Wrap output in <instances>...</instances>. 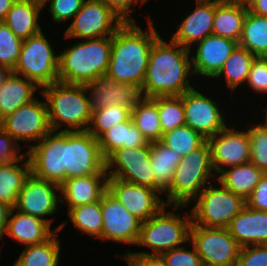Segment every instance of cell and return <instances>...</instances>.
I'll list each match as a JSON object with an SVG mask.
<instances>
[{"instance_id":"6da1fadb","label":"cell","mask_w":267,"mask_h":266,"mask_svg":"<svg viewBox=\"0 0 267 266\" xmlns=\"http://www.w3.org/2000/svg\"><path fill=\"white\" fill-rule=\"evenodd\" d=\"M190 53V49L159 36L150 51L142 85L144 97L181 96L194 88L187 79L193 75Z\"/></svg>"},{"instance_id":"7a4b0ae2","label":"cell","mask_w":267,"mask_h":266,"mask_svg":"<svg viewBox=\"0 0 267 266\" xmlns=\"http://www.w3.org/2000/svg\"><path fill=\"white\" fill-rule=\"evenodd\" d=\"M125 22L112 36L107 75L115 81L142 87L154 41L160 36L148 16L149 31Z\"/></svg>"},{"instance_id":"3957f363","label":"cell","mask_w":267,"mask_h":266,"mask_svg":"<svg viewBox=\"0 0 267 266\" xmlns=\"http://www.w3.org/2000/svg\"><path fill=\"white\" fill-rule=\"evenodd\" d=\"M40 94L46 100L51 131H85L92 119L90 96L86 85L60 81L42 87Z\"/></svg>"},{"instance_id":"277c9868","label":"cell","mask_w":267,"mask_h":266,"mask_svg":"<svg viewBox=\"0 0 267 266\" xmlns=\"http://www.w3.org/2000/svg\"><path fill=\"white\" fill-rule=\"evenodd\" d=\"M112 36L85 39L59 55L58 81L87 85L106 74L111 58Z\"/></svg>"},{"instance_id":"5b68a950","label":"cell","mask_w":267,"mask_h":266,"mask_svg":"<svg viewBox=\"0 0 267 266\" xmlns=\"http://www.w3.org/2000/svg\"><path fill=\"white\" fill-rule=\"evenodd\" d=\"M217 176L212 168L211 149L208 141L191 151L177 165L172 183L164 192L165 205L173 206V212L194 201L198 194Z\"/></svg>"},{"instance_id":"8992f818","label":"cell","mask_w":267,"mask_h":266,"mask_svg":"<svg viewBox=\"0 0 267 266\" xmlns=\"http://www.w3.org/2000/svg\"><path fill=\"white\" fill-rule=\"evenodd\" d=\"M164 205L156 214L147 221L141 223L140 235L137 242L139 247L147 246L152 253L130 252L125 255H149L161 256L165 252L180 247L184 242L190 240V227L192 215L189 216L175 214L171 211L166 212Z\"/></svg>"},{"instance_id":"52a82bcc","label":"cell","mask_w":267,"mask_h":266,"mask_svg":"<svg viewBox=\"0 0 267 266\" xmlns=\"http://www.w3.org/2000/svg\"><path fill=\"white\" fill-rule=\"evenodd\" d=\"M59 55L43 32L23 40L19 59L12 73L33 81L38 87H45L58 81Z\"/></svg>"},{"instance_id":"ba28073f","label":"cell","mask_w":267,"mask_h":266,"mask_svg":"<svg viewBox=\"0 0 267 266\" xmlns=\"http://www.w3.org/2000/svg\"><path fill=\"white\" fill-rule=\"evenodd\" d=\"M207 185L194 199L192 223L203 227L227 228L231 220L245 207L246 200L221 184Z\"/></svg>"},{"instance_id":"9c48e42d","label":"cell","mask_w":267,"mask_h":266,"mask_svg":"<svg viewBox=\"0 0 267 266\" xmlns=\"http://www.w3.org/2000/svg\"><path fill=\"white\" fill-rule=\"evenodd\" d=\"M26 154L34 176L58 185L66 180V131H50Z\"/></svg>"},{"instance_id":"30bf717a","label":"cell","mask_w":267,"mask_h":266,"mask_svg":"<svg viewBox=\"0 0 267 266\" xmlns=\"http://www.w3.org/2000/svg\"><path fill=\"white\" fill-rule=\"evenodd\" d=\"M199 254L203 266H235L240 245L228 228L203 227L193 223L190 240Z\"/></svg>"},{"instance_id":"8fae6325","label":"cell","mask_w":267,"mask_h":266,"mask_svg":"<svg viewBox=\"0 0 267 266\" xmlns=\"http://www.w3.org/2000/svg\"><path fill=\"white\" fill-rule=\"evenodd\" d=\"M125 22L100 0H84L65 31V38L97 39L113 36Z\"/></svg>"},{"instance_id":"7c38bea8","label":"cell","mask_w":267,"mask_h":266,"mask_svg":"<svg viewBox=\"0 0 267 266\" xmlns=\"http://www.w3.org/2000/svg\"><path fill=\"white\" fill-rule=\"evenodd\" d=\"M66 179L107 174L98 139L85 131H66Z\"/></svg>"},{"instance_id":"4fadbf2b","label":"cell","mask_w":267,"mask_h":266,"mask_svg":"<svg viewBox=\"0 0 267 266\" xmlns=\"http://www.w3.org/2000/svg\"><path fill=\"white\" fill-rule=\"evenodd\" d=\"M150 157L151 142L138 148H120L106 159L108 178L121 179L155 190Z\"/></svg>"},{"instance_id":"5bb4252c","label":"cell","mask_w":267,"mask_h":266,"mask_svg":"<svg viewBox=\"0 0 267 266\" xmlns=\"http://www.w3.org/2000/svg\"><path fill=\"white\" fill-rule=\"evenodd\" d=\"M0 126L17 142H39L50 131L46 101L36 97L0 120Z\"/></svg>"},{"instance_id":"9a60e30c","label":"cell","mask_w":267,"mask_h":266,"mask_svg":"<svg viewBox=\"0 0 267 266\" xmlns=\"http://www.w3.org/2000/svg\"><path fill=\"white\" fill-rule=\"evenodd\" d=\"M103 217L102 241L112 240L123 244L137 245L142 221L106 190L101 197Z\"/></svg>"},{"instance_id":"2e32d148","label":"cell","mask_w":267,"mask_h":266,"mask_svg":"<svg viewBox=\"0 0 267 266\" xmlns=\"http://www.w3.org/2000/svg\"><path fill=\"white\" fill-rule=\"evenodd\" d=\"M58 191H60V185L30 173L18 194L14 208L19 212L45 220L51 226L53 219L43 217L57 212L60 203V197L56 195Z\"/></svg>"},{"instance_id":"e0dca14e","label":"cell","mask_w":267,"mask_h":266,"mask_svg":"<svg viewBox=\"0 0 267 266\" xmlns=\"http://www.w3.org/2000/svg\"><path fill=\"white\" fill-rule=\"evenodd\" d=\"M107 190L142 222L150 219L165 205L157 190L121 179L108 178Z\"/></svg>"},{"instance_id":"ac0fdd59","label":"cell","mask_w":267,"mask_h":266,"mask_svg":"<svg viewBox=\"0 0 267 266\" xmlns=\"http://www.w3.org/2000/svg\"><path fill=\"white\" fill-rule=\"evenodd\" d=\"M192 88L183 94L185 125L202 134L206 139L224 129L225 116L217 102Z\"/></svg>"},{"instance_id":"d6986e66","label":"cell","mask_w":267,"mask_h":266,"mask_svg":"<svg viewBox=\"0 0 267 266\" xmlns=\"http://www.w3.org/2000/svg\"><path fill=\"white\" fill-rule=\"evenodd\" d=\"M224 129L207 139L211 149V163L215 174L222 167H231L250 162V140L248 131Z\"/></svg>"},{"instance_id":"ffe728a7","label":"cell","mask_w":267,"mask_h":266,"mask_svg":"<svg viewBox=\"0 0 267 266\" xmlns=\"http://www.w3.org/2000/svg\"><path fill=\"white\" fill-rule=\"evenodd\" d=\"M86 88L92 110L116 105L132 110L144 98L142 87L115 81L107 74L98 76Z\"/></svg>"},{"instance_id":"44dd1931","label":"cell","mask_w":267,"mask_h":266,"mask_svg":"<svg viewBox=\"0 0 267 266\" xmlns=\"http://www.w3.org/2000/svg\"><path fill=\"white\" fill-rule=\"evenodd\" d=\"M237 45L236 41L213 34L197 42L196 55L191 57L193 74L213 78Z\"/></svg>"},{"instance_id":"7402d4cb","label":"cell","mask_w":267,"mask_h":266,"mask_svg":"<svg viewBox=\"0 0 267 266\" xmlns=\"http://www.w3.org/2000/svg\"><path fill=\"white\" fill-rule=\"evenodd\" d=\"M215 2L198 1L196 7L183 19L171 40L191 50L192 45L213 34Z\"/></svg>"},{"instance_id":"603a6c76","label":"cell","mask_w":267,"mask_h":266,"mask_svg":"<svg viewBox=\"0 0 267 266\" xmlns=\"http://www.w3.org/2000/svg\"><path fill=\"white\" fill-rule=\"evenodd\" d=\"M107 174H93L66 179L60 185V204L64 201L68 209L97 202L101 200L103 193L107 190Z\"/></svg>"},{"instance_id":"cb8c5ba5","label":"cell","mask_w":267,"mask_h":266,"mask_svg":"<svg viewBox=\"0 0 267 266\" xmlns=\"http://www.w3.org/2000/svg\"><path fill=\"white\" fill-rule=\"evenodd\" d=\"M14 210L15 208H12L9 215L5 234L26 246L45 242L66 225V222H63L57 228L51 230V226L45 220L18 210L13 214Z\"/></svg>"},{"instance_id":"d4e9b609","label":"cell","mask_w":267,"mask_h":266,"mask_svg":"<svg viewBox=\"0 0 267 266\" xmlns=\"http://www.w3.org/2000/svg\"><path fill=\"white\" fill-rule=\"evenodd\" d=\"M227 228L240 247L267 244V211L245 205Z\"/></svg>"},{"instance_id":"484cf974","label":"cell","mask_w":267,"mask_h":266,"mask_svg":"<svg viewBox=\"0 0 267 266\" xmlns=\"http://www.w3.org/2000/svg\"><path fill=\"white\" fill-rule=\"evenodd\" d=\"M43 7L42 3L34 0H16L8 11L4 23L18 38L28 39L42 31L38 17Z\"/></svg>"},{"instance_id":"4316f807","label":"cell","mask_w":267,"mask_h":266,"mask_svg":"<svg viewBox=\"0 0 267 266\" xmlns=\"http://www.w3.org/2000/svg\"><path fill=\"white\" fill-rule=\"evenodd\" d=\"M148 143L133 123L132 117L112 126L98 138L100 152L105 160L120 148H138Z\"/></svg>"},{"instance_id":"83f0119b","label":"cell","mask_w":267,"mask_h":266,"mask_svg":"<svg viewBox=\"0 0 267 266\" xmlns=\"http://www.w3.org/2000/svg\"><path fill=\"white\" fill-rule=\"evenodd\" d=\"M38 88L33 81L11 72L0 89V120L34 100Z\"/></svg>"},{"instance_id":"f1b7e54d","label":"cell","mask_w":267,"mask_h":266,"mask_svg":"<svg viewBox=\"0 0 267 266\" xmlns=\"http://www.w3.org/2000/svg\"><path fill=\"white\" fill-rule=\"evenodd\" d=\"M216 175L217 180L215 179V183L218 181L217 183L221 184L224 188L240 195L246 200L264 175V172L256 165L248 162L228 167V170L223 169Z\"/></svg>"},{"instance_id":"f546056e","label":"cell","mask_w":267,"mask_h":266,"mask_svg":"<svg viewBox=\"0 0 267 266\" xmlns=\"http://www.w3.org/2000/svg\"><path fill=\"white\" fill-rule=\"evenodd\" d=\"M22 161L24 162L19 166L17 163ZM30 173L31 165L26 153L20 160L0 163V202L14 208Z\"/></svg>"},{"instance_id":"4dcf8cb0","label":"cell","mask_w":267,"mask_h":266,"mask_svg":"<svg viewBox=\"0 0 267 266\" xmlns=\"http://www.w3.org/2000/svg\"><path fill=\"white\" fill-rule=\"evenodd\" d=\"M182 157L161 141L151 142V169L155 178V190L160 194L170 187L174 171Z\"/></svg>"},{"instance_id":"1f68e13d","label":"cell","mask_w":267,"mask_h":266,"mask_svg":"<svg viewBox=\"0 0 267 266\" xmlns=\"http://www.w3.org/2000/svg\"><path fill=\"white\" fill-rule=\"evenodd\" d=\"M247 11L248 8L239 6L233 2H215L213 35L228 38L238 43L242 35Z\"/></svg>"},{"instance_id":"d6a6232c","label":"cell","mask_w":267,"mask_h":266,"mask_svg":"<svg viewBox=\"0 0 267 266\" xmlns=\"http://www.w3.org/2000/svg\"><path fill=\"white\" fill-rule=\"evenodd\" d=\"M131 117L148 142L161 141L163 132L158 112V96L144 97L131 110Z\"/></svg>"},{"instance_id":"836d02e7","label":"cell","mask_w":267,"mask_h":266,"mask_svg":"<svg viewBox=\"0 0 267 266\" xmlns=\"http://www.w3.org/2000/svg\"><path fill=\"white\" fill-rule=\"evenodd\" d=\"M255 58L256 56L246 48L237 45L222 68L212 79L224 75L227 86L233 93L241 83H246L251 65Z\"/></svg>"},{"instance_id":"e575fe53","label":"cell","mask_w":267,"mask_h":266,"mask_svg":"<svg viewBox=\"0 0 267 266\" xmlns=\"http://www.w3.org/2000/svg\"><path fill=\"white\" fill-rule=\"evenodd\" d=\"M238 45L256 57H267V17L247 11Z\"/></svg>"},{"instance_id":"d590c367","label":"cell","mask_w":267,"mask_h":266,"mask_svg":"<svg viewBox=\"0 0 267 266\" xmlns=\"http://www.w3.org/2000/svg\"><path fill=\"white\" fill-rule=\"evenodd\" d=\"M57 231L45 242L26 246L14 266H58L60 244Z\"/></svg>"},{"instance_id":"8d00e7d4","label":"cell","mask_w":267,"mask_h":266,"mask_svg":"<svg viewBox=\"0 0 267 266\" xmlns=\"http://www.w3.org/2000/svg\"><path fill=\"white\" fill-rule=\"evenodd\" d=\"M68 216L77 230L102 240L101 200L70 208L68 209Z\"/></svg>"},{"instance_id":"74e56055","label":"cell","mask_w":267,"mask_h":266,"mask_svg":"<svg viewBox=\"0 0 267 266\" xmlns=\"http://www.w3.org/2000/svg\"><path fill=\"white\" fill-rule=\"evenodd\" d=\"M207 139L188 125L177 127L163 133L161 142L173 149L181 156L185 157L188 153L201 147Z\"/></svg>"},{"instance_id":"f35d334b","label":"cell","mask_w":267,"mask_h":266,"mask_svg":"<svg viewBox=\"0 0 267 266\" xmlns=\"http://www.w3.org/2000/svg\"><path fill=\"white\" fill-rule=\"evenodd\" d=\"M131 117V110L124 106H107L92 110V119L87 131L98 139L112 126L127 121Z\"/></svg>"},{"instance_id":"ab89813d","label":"cell","mask_w":267,"mask_h":266,"mask_svg":"<svg viewBox=\"0 0 267 266\" xmlns=\"http://www.w3.org/2000/svg\"><path fill=\"white\" fill-rule=\"evenodd\" d=\"M158 112L163 133L185 125L183 95L158 96Z\"/></svg>"},{"instance_id":"60d3db41","label":"cell","mask_w":267,"mask_h":266,"mask_svg":"<svg viewBox=\"0 0 267 266\" xmlns=\"http://www.w3.org/2000/svg\"><path fill=\"white\" fill-rule=\"evenodd\" d=\"M23 40L0 21V68L13 70L20 55Z\"/></svg>"},{"instance_id":"b9f144b4","label":"cell","mask_w":267,"mask_h":266,"mask_svg":"<svg viewBox=\"0 0 267 266\" xmlns=\"http://www.w3.org/2000/svg\"><path fill=\"white\" fill-rule=\"evenodd\" d=\"M247 131L250 140V162L267 173V124L259 123Z\"/></svg>"},{"instance_id":"7bdbcfd3","label":"cell","mask_w":267,"mask_h":266,"mask_svg":"<svg viewBox=\"0 0 267 266\" xmlns=\"http://www.w3.org/2000/svg\"><path fill=\"white\" fill-rule=\"evenodd\" d=\"M192 250L184 246L176 247L161 255L167 266H203L197 250L191 242Z\"/></svg>"},{"instance_id":"ee69618b","label":"cell","mask_w":267,"mask_h":266,"mask_svg":"<svg viewBox=\"0 0 267 266\" xmlns=\"http://www.w3.org/2000/svg\"><path fill=\"white\" fill-rule=\"evenodd\" d=\"M49 11L55 22H65L75 16L81 9L84 0H46L43 6L49 2Z\"/></svg>"},{"instance_id":"f6af8a7d","label":"cell","mask_w":267,"mask_h":266,"mask_svg":"<svg viewBox=\"0 0 267 266\" xmlns=\"http://www.w3.org/2000/svg\"><path fill=\"white\" fill-rule=\"evenodd\" d=\"M235 266H267V244L241 247Z\"/></svg>"},{"instance_id":"bcb514c9","label":"cell","mask_w":267,"mask_h":266,"mask_svg":"<svg viewBox=\"0 0 267 266\" xmlns=\"http://www.w3.org/2000/svg\"><path fill=\"white\" fill-rule=\"evenodd\" d=\"M246 82L255 92L267 93V57L255 58Z\"/></svg>"},{"instance_id":"7dc6e473","label":"cell","mask_w":267,"mask_h":266,"mask_svg":"<svg viewBox=\"0 0 267 266\" xmlns=\"http://www.w3.org/2000/svg\"><path fill=\"white\" fill-rule=\"evenodd\" d=\"M19 143L0 126V163L20 160L25 154L19 150ZM21 153L20 155H17Z\"/></svg>"},{"instance_id":"c3c4849f","label":"cell","mask_w":267,"mask_h":266,"mask_svg":"<svg viewBox=\"0 0 267 266\" xmlns=\"http://www.w3.org/2000/svg\"><path fill=\"white\" fill-rule=\"evenodd\" d=\"M246 205L252 209L267 211V173H264L251 195L246 199Z\"/></svg>"},{"instance_id":"681fc988","label":"cell","mask_w":267,"mask_h":266,"mask_svg":"<svg viewBox=\"0 0 267 266\" xmlns=\"http://www.w3.org/2000/svg\"><path fill=\"white\" fill-rule=\"evenodd\" d=\"M104 5L111 8L124 22H135L130 15L133 11L132 4L139 6V0H100ZM148 0H140L144 4Z\"/></svg>"},{"instance_id":"f907efd6","label":"cell","mask_w":267,"mask_h":266,"mask_svg":"<svg viewBox=\"0 0 267 266\" xmlns=\"http://www.w3.org/2000/svg\"><path fill=\"white\" fill-rule=\"evenodd\" d=\"M129 266H167L161 256L123 255Z\"/></svg>"},{"instance_id":"816d5d0a","label":"cell","mask_w":267,"mask_h":266,"mask_svg":"<svg viewBox=\"0 0 267 266\" xmlns=\"http://www.w3.org/2000/svg\"><path fill=\"white\" fill-rule=\"evenodd\" d=\"M12 207L9 205L0 202V239H3V236L5 235L7 222L9 219V215L11 213Z\"/></svg>"},{"instance_id":"f5cc1de1","label":"cell","mask_w":267,"mask_h":266,"mask_svg":"<svg viewBox=\"0 0 267 266\" xmlns=\"http://www.w3.org/2000/svg\"><path fill=\"white\" fill-rule=\"evenodd\" d=\"M248 11L258 16L267 17V0H256L248 8Z\"/></svg>"},{"instance_id":"db71d44e","label":"cell","mask_w":267,"mask_h":266,"mask_svg":"<svg viewBox=\"0 0 267 266\" xmlns=\"http://www.w3.org/2000/svg\"><path fill=\"white\" fill-rule=\"evenodd\" d=\"M16 0H0V21H4L8 11Z\"/></svg>"},{"instance_id":"11a10c76","label":"cell","mask_w":267,"mask_h":266,"mask_svg":"<svg viewBox=\"0 0 267 266\" xmlns=\"http://www.w3.org/2000/svg\"><path fill=\"white\" fill-rule=\"evenodd\" d=\"M256 0H232L233 3L239 6L249 8Z\"/></svg>"},{"instance_id":"9f6ffc18","label":"cell","mask_w":267,"mask_h":266,"mask_svg":"<svg viewBox=\"0 0 267 266\" xmlns=\"http://www.w3.org/2000/svg\"><path fill=\"white\" fill-rule=\"evenodd\" d=\"M12 71L9 69H5V68H0V89L1 86L3 85L5 79L7 78V76L11 73Z\"/></svg>"},{"instance_id":"6f0895ef","label":"cell","mask_w":267,"mask_h":266,"mask_svg":"<svg viewBox=\"0 0 267 266\" xmlns=\"http://www.w3.org/2000/svg\"><path fill=\"white\" fill-rule=\"evenodd\" d=\"M198 1H207V2H217V3H229L232 2V0H198Z\"/></svg>"},{"instance_id":"680465c9","label":"cell","mask_w":267,"mask_h":266,"mask_svg":"<svg viewBox=\"0 0 267 266\" xmlns=\"http://www.w3.org/2000/svg\"><path fill=\"white\" fill-rule=\"evenodd\" d=\"M34 1L40 2L42 4H44L46 2V0H34Z\"/></svg>"},{"instance_id":"91938a15","label":"cell","mask_w":267,"mask_h":266,"mask_svg":"<svg viewBox=\"0 0 267 266\" xmlns=\"http://www.w3.org/2000/svg\"><path fill=\"white\" fill-rule=\"evenodd\" d=\"M266 117V119H265V123L267 124V110H266V115H265Z\"/></svg>"}]
</instances>
